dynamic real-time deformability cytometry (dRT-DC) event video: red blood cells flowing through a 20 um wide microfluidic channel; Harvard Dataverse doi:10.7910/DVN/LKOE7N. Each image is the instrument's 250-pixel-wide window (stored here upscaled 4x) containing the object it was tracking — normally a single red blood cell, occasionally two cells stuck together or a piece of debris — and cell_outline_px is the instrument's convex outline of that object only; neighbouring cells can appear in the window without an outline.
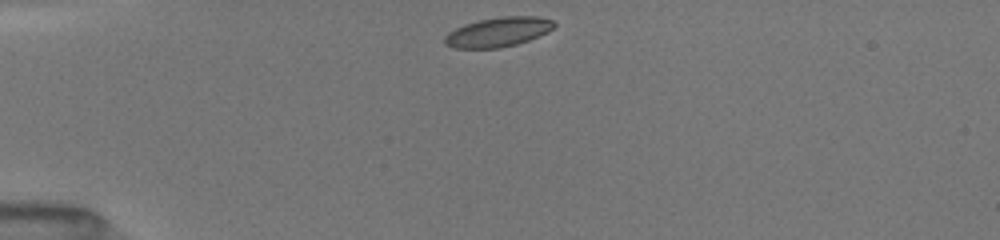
{"species": "common noctule bat (a hibernating species)", "species_latin": "Nyctalus noctula", "temperature_condition": "room temperature", "stored_images_in_passage": 13, "camera_frame_rate_fps": 3000, "um_per_image_px": 0.085, "animal": {"sex": "female", "body_mass_g": 19.5, "forearm_length_mm": 54.1}, "frame": {"image": 1, "passage_image": 1, "time_ms": 0.0, "image_size_px": [1000, 240], "cell_outline_px": [[556, 24], [548, 32], [528, 40], [516, 44], [500, 48], [452, 48], [444, 44], [444, 36], [448, 32], [464, 24], [480, 20], [500, 16], [540, 16], [552, 20]], "centroid_in_image_um": [42.32, 2.72], "position_along_channel_um": 42.7, "area_um2": 18.9}}
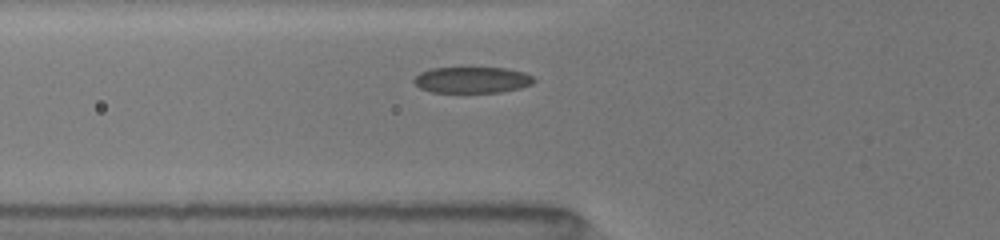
{"frame": {"image": 2, "passage_image": 8, "time_ms": 2.0, "image_size_px": [1000, 240], "cell_outline_px": [[536, 80], [532, 84], [520, 88], [500, 92], [432, 92], [420, 88], [412, 80], [420, 72], [432, 68], [504, 68], [524, 72], [532, 76]], "centroid_in_image_um": [40.13, 6.79], "position_along_channel_um": 85.7, "area_um2": 18.21}}
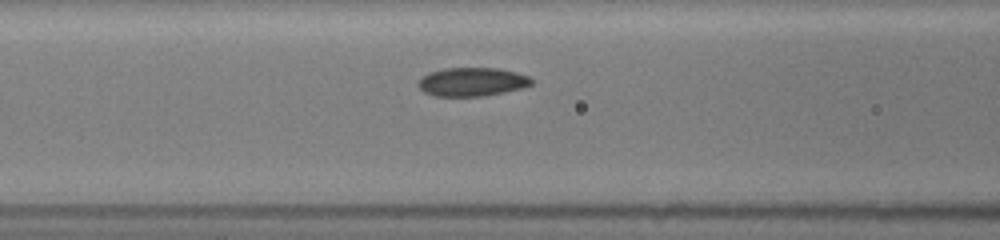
{"frame": {"image": 3, "passage_image": 12, "time_ms": 3.0, "image_size_px": [1000, 240], "cell_outline_px": [[532, 84], [524, 88], [484, 96], [436, 96], [424, 92], [416, 84], [420, 76], [428, 72], [444, 68], [496, 68], [516, 72], [528, 76], [532, 80]], "centroid_in_image_um": [40.09, 6.95], "position_along_channel_um": 126.5, "area_um2": 19.07}}